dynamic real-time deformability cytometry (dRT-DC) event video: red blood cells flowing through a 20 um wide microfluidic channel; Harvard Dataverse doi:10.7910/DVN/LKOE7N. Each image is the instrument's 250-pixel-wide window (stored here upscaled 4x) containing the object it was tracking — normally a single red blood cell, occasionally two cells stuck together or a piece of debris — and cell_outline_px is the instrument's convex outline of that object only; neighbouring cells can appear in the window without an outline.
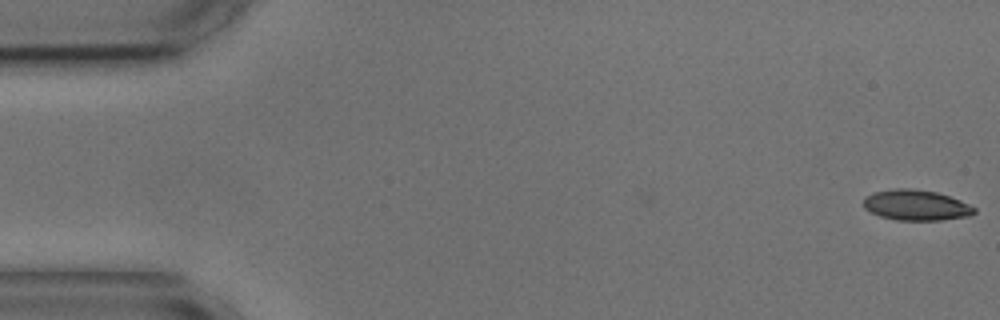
{"species": "common noctule bat (a hibernating species)", "species_latin": "Nyctalus noctula", "temperature_condition": "cold", "stored_images_in_passage": 5, "camera_frame_rate_fps": 3000, "um_per_image_px": 0.085, "animal": {"sex": "male", "body_mass_g": 17.9, "forearm_length_mm": 54.2}, "frame": {"image": 1, "passage_image": 1, "time_ms": 0.0, "image_size_px": [1000, 320], "cell_outline_px": [[976, 212], [968, 216], [940, 220], [896, 220], [880, 216], [864, 208], [864, 196], [872, 192], [892, 188], [912, 188], [936, 192], [960, 200], [976, 208]], "centroid_in_image_um": [77.84, 17.43], "position_along_channel_um": 7.2, "area_um2": 19.77}}
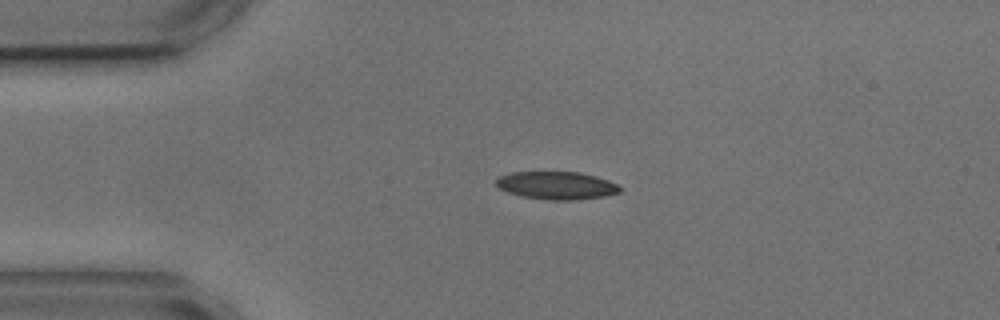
{"frame": {"image": 2, "passage_image": 4, "time_ms": 3.667, "image_size_px": [1000, 320], "cell_outline_px": [[624, 188], [620, 192], [604, 196], [576, 200], [544, 200], [520, 196], [508, 192], [500, 188], [496, 184], [496, 176], [512, 172], [580, 172], [596, 176], [608, 180]], "centroid_in_image_um": [47.31, 15.76], "position_along_channel_um": 37.7, "area_um2": 20.29}}